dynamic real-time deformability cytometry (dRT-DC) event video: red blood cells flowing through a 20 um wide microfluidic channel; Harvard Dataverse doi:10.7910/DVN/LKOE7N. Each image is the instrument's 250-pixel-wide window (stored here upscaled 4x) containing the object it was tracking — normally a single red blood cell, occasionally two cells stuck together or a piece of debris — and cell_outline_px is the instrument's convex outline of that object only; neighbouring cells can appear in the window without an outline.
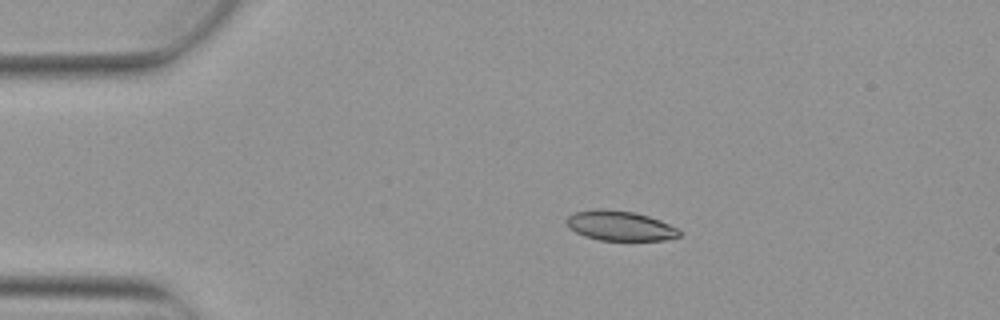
{"species": "Egyptian fruit bat (a non-hibernating species)", "species_latin": "Rousettus aegyptiacus", "temperature_condition": "warm", "stored_images_in_passage": 5, "camera_frame_rate_fps": 3000, "um_per_image_px": 0.085, "animal": {"sex": "female"}, "frame": {"image": 1, "passage_image": 2, "time_ms": 0.333, "image_size_px": [1000, 320], "cell_outline_px": [[680, 236], [664, 240], [600, 240], [584, 236], [568, 228], [564, 220], [572, 212], [600, 208], [604, 208], [636, 212], [660, 220], [676, 228], [680, 232]], "centroid_in_image_um": [52.63, 19.17], "position_along_channel_um": 32.4, "area_um2": 19.77}}
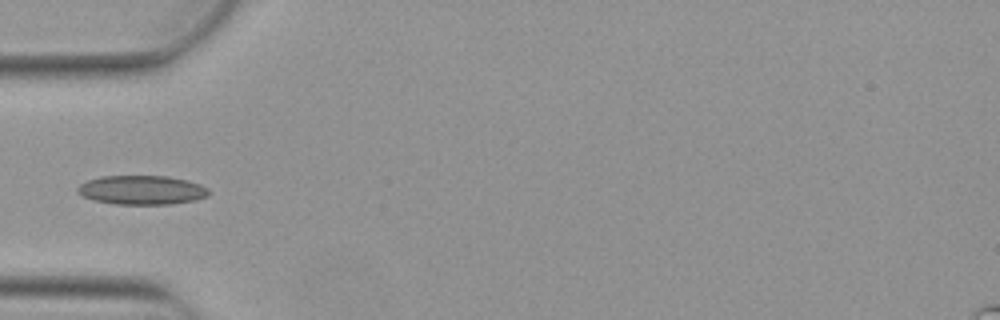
{"frame": {"image": 2, "passage_image": 4, "time_ms": 1.0, "image_size_px": [1000, 320], "cell_outline_px": [[208, 196], [196, 200], [172, 204], [116, 204], [92, 200], [76, 192], [76, 188], [80, 184], [88, 180], [100, 176], [168, 176], [188, 180], [200, 184], [208, 188]], "centroid_in_image_um": [12.05, 16.15], "position_along_channel_um": 73.0, "area_um2": 22.37}}
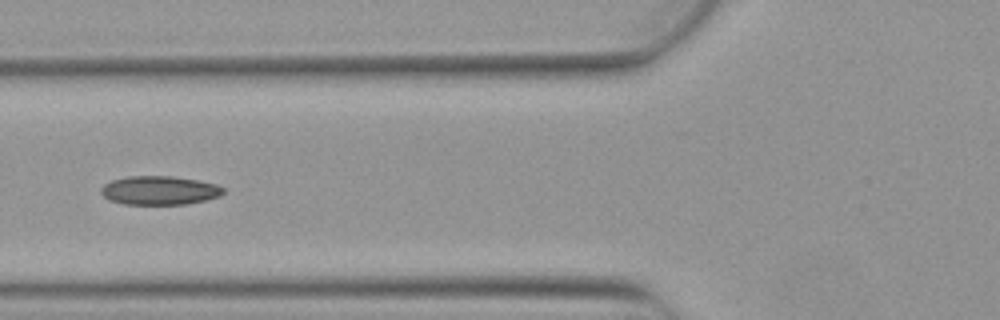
{"frame": {"image": 3, "passage_image": 5, "time_ms": 1.333, "image_size_px": [1000, 320], "cell_outline_px": [[224, 192], [220, 196], [204, 200], [184, 204], [124, 204], [108, 200], [100, 192], [100, 188], [104, 184], [112, 180], [128, 176], [172, 176], [196, 180], [216, 184], [224, 188]], "centroid_in_image_um": [13.52, 16.18], "position_along_channel_um": 112.3, "area_um2": 20.46}}